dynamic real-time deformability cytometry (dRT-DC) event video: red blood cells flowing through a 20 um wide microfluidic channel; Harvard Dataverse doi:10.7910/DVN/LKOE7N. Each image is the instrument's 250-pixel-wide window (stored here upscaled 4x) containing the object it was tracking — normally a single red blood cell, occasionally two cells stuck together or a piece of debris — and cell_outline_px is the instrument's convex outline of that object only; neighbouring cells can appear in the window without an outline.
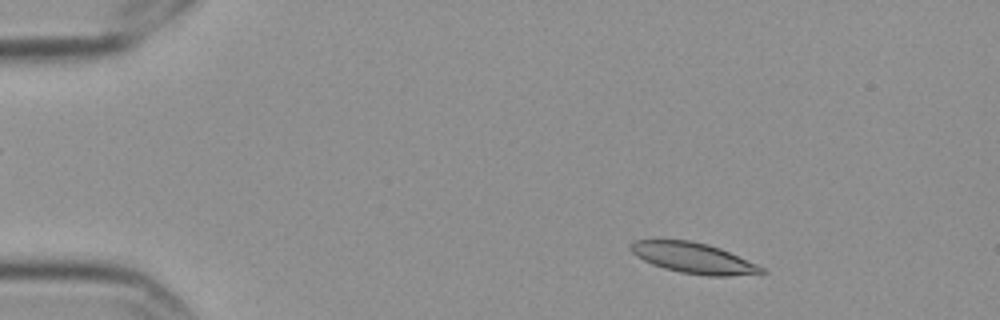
{"species": "Egyptian fruit bat (a non-hibernating species)", "species_latin": "Rousettus aegyptiacus", "temperature_condition": "cold", "stored_images_in_passage": 4, "camera_frame_rate_fps": 3000, "um_per_image_px": 0.085, "frame": {"image": 1, "passage_image": 2, "time_ms": 0.333, "image_size_px": [1000, 320], "cell_outline_px": [[768, 272], [728, 276], [708, 276], [680, 272], [664, 268], [652, 264], [636, 256], [628, 248], [628, 244], [632, 240], [688, 240], [708, 244], [720, 248], [756, 264], [764, 268]], "centroid_in_image_um": [58.89, 21.92], "position_along_channel_um": 26.1, "area_um2": 23.24}}